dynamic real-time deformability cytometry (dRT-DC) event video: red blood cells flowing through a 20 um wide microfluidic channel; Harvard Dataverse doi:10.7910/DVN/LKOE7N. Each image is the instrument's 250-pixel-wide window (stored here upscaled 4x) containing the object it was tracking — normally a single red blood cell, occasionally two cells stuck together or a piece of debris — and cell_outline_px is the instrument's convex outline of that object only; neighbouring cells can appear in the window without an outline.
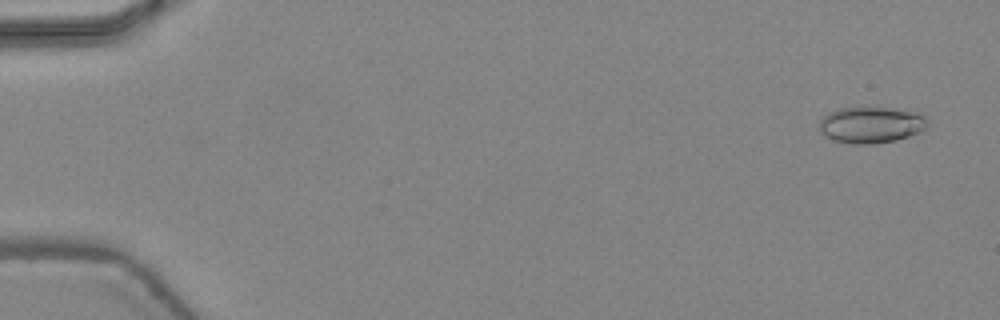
{"species": "common noctule bat (a hibernating species)", "species_latin": "Nyctalus noctula", "temperature_condition": "warm", "stored_images_in_passage": 15, "camera_frame_rate_fps": 3000, "um_per_image_px": 0.085, "animal": {"sex": "female", "body_mass_g": 24.6, "forearm_length_mm": 56.2}, "frame": {"image": 1, "passage_image": 3, "time_ms": 0.667, "image_size_px": [1000, 320], "cell_outline_px": [[928, 128], [920, 132], [896, 140], [872, 144], [856, 144], [832, 140], [824, 136], [820, 132], [820, 120], [828, 112], [840, 108], [892, 108], [912, 112], [924, 116], [928, 120]], "centroid_in_image_um": [74.03, 10.63], "position_along_channel_um": 11.0, "area_um2": 22.83}}